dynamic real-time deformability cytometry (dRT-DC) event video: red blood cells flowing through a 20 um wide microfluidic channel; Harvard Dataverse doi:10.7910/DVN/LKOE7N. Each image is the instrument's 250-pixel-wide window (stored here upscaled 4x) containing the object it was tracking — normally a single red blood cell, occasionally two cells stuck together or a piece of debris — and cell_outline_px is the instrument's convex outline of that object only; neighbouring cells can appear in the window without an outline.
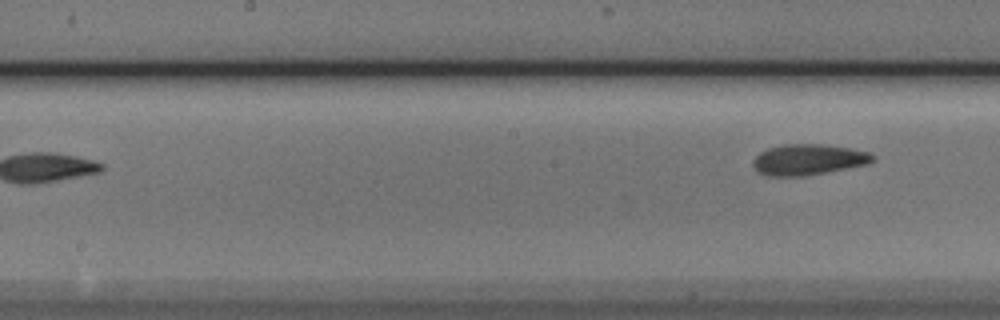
{"species": "Egyptian fruit bat (a non-hibernating species)", "species_latin": "Rousettus aegyptiacus", "temperature_condition": "cold", "stored_images_in_passage": 5, "camera_frame_rate_fps": 3000, "um_per_image_px": 0.085, "animal": {"sex": "male"}, "frame": {"image": 1, "passage_image": 5, "time_ms": 1.333, "image_size_px": [1000, 320], "cell_outline_px": [[876, 160], [868, 164], [804, 176], [768, 176], [760, 172], [752, 164], [752, 160], [760, 152], [768, 148], [784, 144], [824, 144], [848, 148], [868, 152], [876, 156]], "centroid_in_image_um": [68.72, 13.56], "position_along_channel_um": 179.5, "area_um2": 21.44}}